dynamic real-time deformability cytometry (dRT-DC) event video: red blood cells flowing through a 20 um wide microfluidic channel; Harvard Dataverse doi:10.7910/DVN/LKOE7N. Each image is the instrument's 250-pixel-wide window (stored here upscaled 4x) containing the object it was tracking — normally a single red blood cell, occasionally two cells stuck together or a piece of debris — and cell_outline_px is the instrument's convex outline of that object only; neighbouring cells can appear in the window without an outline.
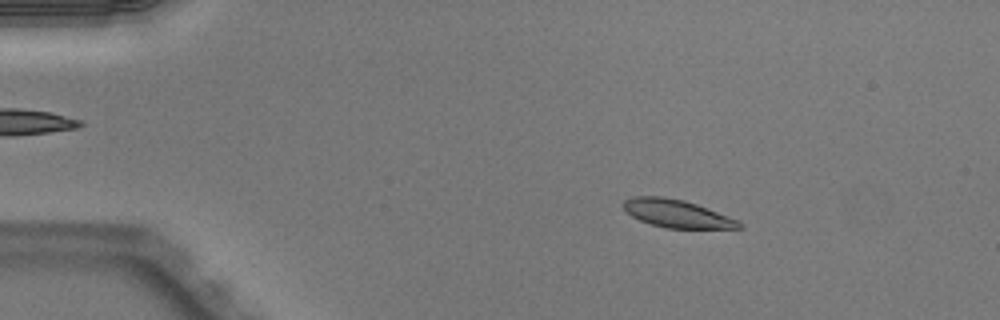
{"species": "Egyptian fruit bat (a non-hibernating species)", "species_latin": "Rousettus aegyptiacus", "temperature_condition": "warm", "stored_images_in_passage": 50, "camera_frame_rate_fps": 3000, "um_per_image_px": 0.085, "animal": {"sex": "male"}, "frame": {"image": 1, "passage_image": 8, "time_ms": 2.333, "image_size_px": [1000, 320], "cell_outline_px": [[744, 228], [668, 228], [652, 224], [640, 220], [632, 216], [620, 204], [624, 200], [632, 196], [660, 196], [684, 200], [696, 204], [740, 220], [744, 224]], "centroid_in_image_um": [57.55, 18.15], "position_along_channel_um": 27.4, "area_um2": 18.79}}
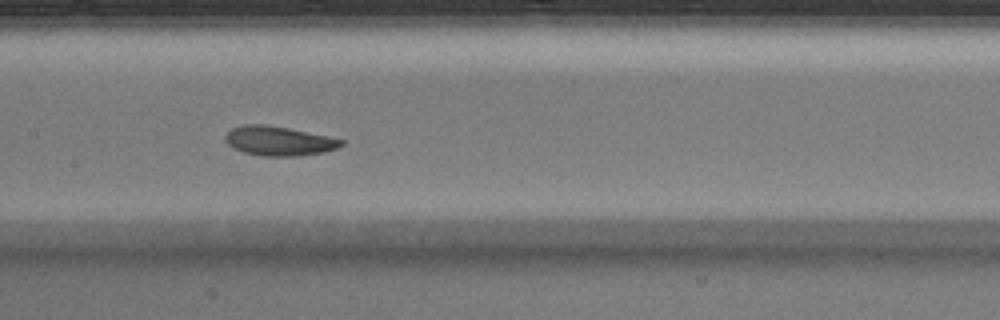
{"frame": {"image": 2, "passage_image": 25, "time_ms": 8.0, "image_size_px": [1000, 320], "cell_outline_px": [[344, 144], [336, 148], [324, 152], [296, 156], [264, 156], [244, 152], [232, 148], [224, 140], [224, 136], [232, 128], [244, 124], [264, 124], [288, 128], [328, 136], [344, 140]], "centroid_in_image_um": [23.68, 11.98], "position_along_channel_um": 183.7, "area_um2": 19.83}}
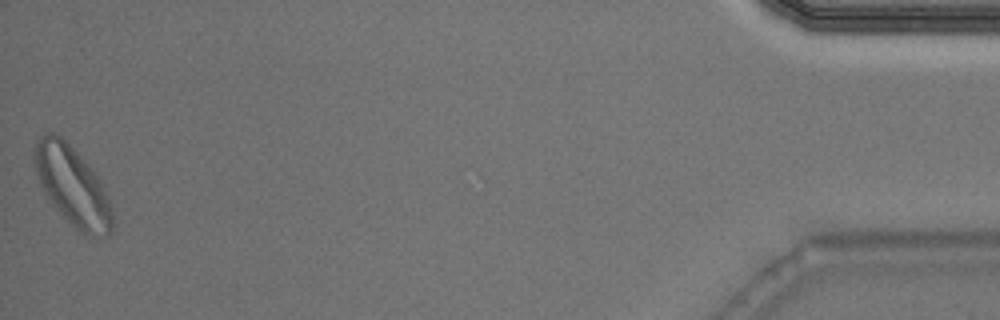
{"frame": {"image": 3, "passage_image": 50, "time_ms": 16.333, "image_size_px": [1000, 320], "cell_outline_px": [[112, 232], [108, 236], [84, 236], [48, 200], [40, 184], [32, 160], [36, 140], [40, 136], [48, 132], [52, 132], [60, 136], [96, 172], [108, 196], [112, 212]], "centroid_in_image_um": [6.15, 15.81], "position_along_channel_um": 429.1, "area_um2": 35.89}, "authors_computed_cell_mechanics": {"area_um2": 19.9988, "velocity_mm_per_s": 4.0157, "shape_relaxation_time_tau1_ms": 2.5309, "shape_relaxation_time_tau2_ms": 3.5997, "deformation_change_tau1": 0.1424, "deformation_change_tau2": 0.0574}}